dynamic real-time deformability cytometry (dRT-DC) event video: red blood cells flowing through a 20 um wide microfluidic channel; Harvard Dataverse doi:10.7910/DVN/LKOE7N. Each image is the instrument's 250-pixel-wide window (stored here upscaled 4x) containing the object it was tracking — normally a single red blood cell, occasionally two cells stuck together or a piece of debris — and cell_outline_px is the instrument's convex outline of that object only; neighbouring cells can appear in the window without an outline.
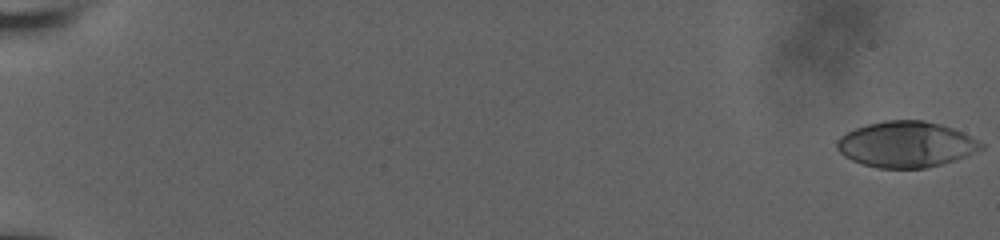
{"species": "human", "species_latin": "Homo sapiens", "temperature_condition": "room temperature", "stored_images_in_passage": 49, "camera_frame_rate_fps": 3000, "um_per_image_px": 0.085, "donor": {"sex": "male"}, "frame": {"image": 1, "passage_image": 1, "time_ms": 0.0, "image_size_px": [1000, 240], "cell_outline_px": [[984, 148], [956, 160], [924, 168], [880, 168], [864, 164], [852, 160], [844, 156], [836, 148], [836, 140], [840, 136], [856, 128], [868, 124], [884, 120], [924, 120], [940, 124], [952, 128], [984, 144]], "centroid_in_image_um": [76.99, 12.27], "position_along_channel_um": 8.0, "area_um2": 38.21}}
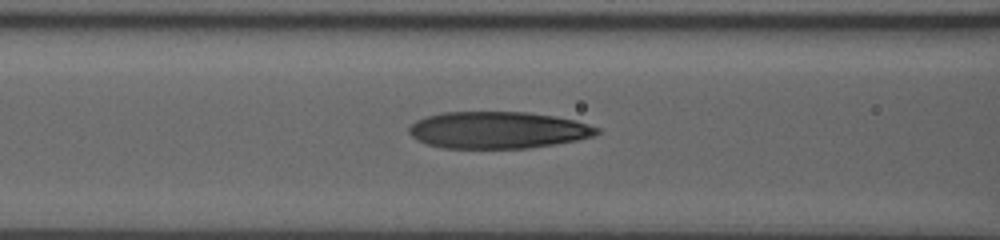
{"frame": {"image": 2, "passage_image": 42, "time_ms": 9.0, "image_size_px": [1000, 240], "cell_outline_px": [[600, 132], [592, 136], [576, 140], [556, 144], [528, 148], [444, 148], [428, 144], [416, 140], [408, 132], [408, 128], [416, 120], [428, 116], [444, 112], [528, 112], [556, 116], [576, 120], [600, 128]], "centroid_in_image_um": [42.33, 11.05], "position_along_channel_um": 124.3, "area_um2": 40.46}}
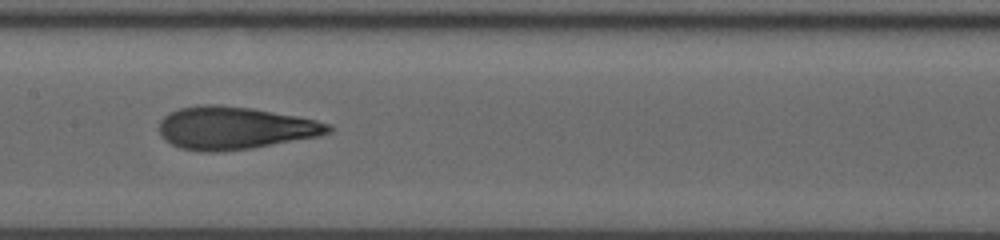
{"frame": {"image": 3, "passage_image": 48, "time_ms": 10.667, "image_size_px": [1000, 240], "cell_outline_px": [[332, 132], [320, 136], [252, 148], [216, 152], [200, 152], [180, 148], [164, 140], [160, 132], [160, 120], [168, 112], [180, 108], [204, 104], [216, 104], [252, 108], [296, 116], [316, 120], [332, 124]], "centroid_in_image_um": [19.96, 10.88], "position_along_channel_um": 187.4, "area_um2": 42.25}}